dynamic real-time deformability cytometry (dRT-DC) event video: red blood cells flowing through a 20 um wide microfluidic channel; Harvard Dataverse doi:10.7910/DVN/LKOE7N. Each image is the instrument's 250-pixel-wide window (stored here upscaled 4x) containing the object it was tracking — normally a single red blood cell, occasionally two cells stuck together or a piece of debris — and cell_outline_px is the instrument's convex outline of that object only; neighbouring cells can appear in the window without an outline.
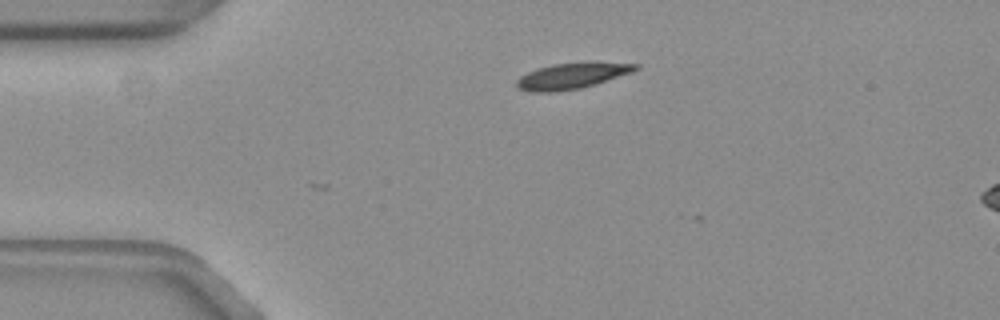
{"species": "common noctule bat (a hibernating species)", "species_latin": "Nyctalus noctula", "temperature_condition": "warm", "stored_images_in_passage": 2, "camera_frame_rate_fps": 3000, "um_per_image_px": 0.085, "animal": {"sex": "female", "body_mass_g": 19.3, "forearm_length_mm": 54.1}, "frame": {"image": 1, "passage_image": 1, "time_ms": 0.0, "image_size_px": [1000, 320], "cell_outline_px": [[640, 68], [632, 72], [580, 88], [552, 92], [532, 92], [520, 88], [516, 84], [516, 80], [520, 76], [536, 68], [552, 64], [588, 60], [640, 64]], "centroid_in_image_um": [48.65, 6.4], "position_along_channel_um": 36.4, "area_um2": 18.26}}